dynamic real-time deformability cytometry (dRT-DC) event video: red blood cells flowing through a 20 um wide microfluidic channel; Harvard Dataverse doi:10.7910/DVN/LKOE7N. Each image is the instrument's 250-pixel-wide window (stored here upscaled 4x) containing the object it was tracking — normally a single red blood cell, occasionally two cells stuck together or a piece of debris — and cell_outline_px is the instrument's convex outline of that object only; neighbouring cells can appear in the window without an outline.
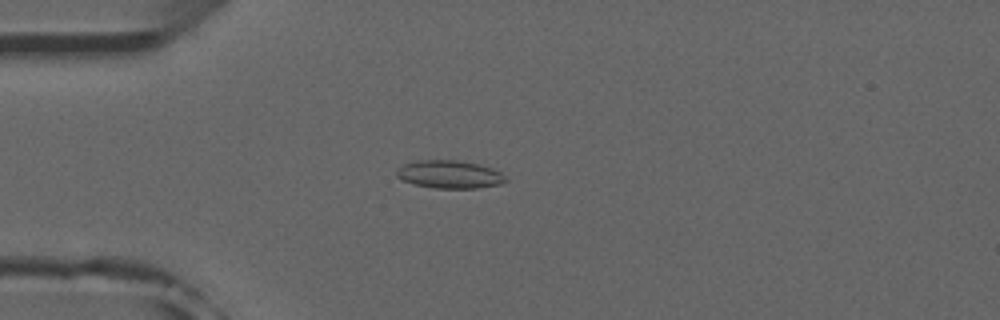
{"species": "common noctule bat (a hibernating species)", "species_latin": "Nyctalus noctula", "temperature_condition": "room temperature", "stored_images_in_passage": 51, "camera_frame_rate_fps": 3000, "um_per_image_px": 0.085, "animal": {"sex": "male", "forearm_length_mm": 52.5}, "frame": {"image": 1, "passage_image": 13, "time_ms": 4.0, "image_size_px": [1000, 320], "cell_outline_px": [[508, 180], [500, 184], [476, 188], [436, 188], [416, 184], [404, 180], [396, 176], [396, 168], [404, 164], [416, 160], [456, 160], [480, 164], [492, 168], [500, 172]], "centroid_in_image_um": [38.21, 14.81], "position_along_channel_um": 46.8, "area_um2": 17.69}}
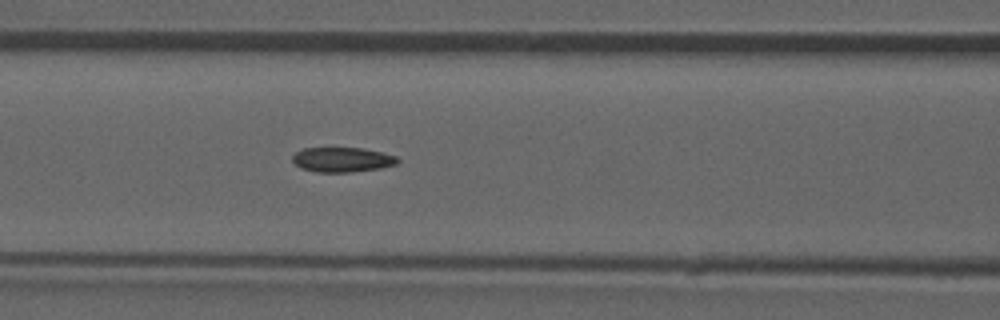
{"frame": {"image": 2, "passage_image": 21, "time_ms": 6.667, "image_size_px": [1000, 320], "cell_outline_px": [[400, 160], [396, 164], [380, 168], [352, 172], [316, 172], [300, 168], [292, 160], [292, 156], [296, 152], [304, 148], [364, 148], [396, 156]], "centroid_in_image_um": [29.08, 13.57], "position_along_channel_um": 137.5, "area_um2": 15.14}}
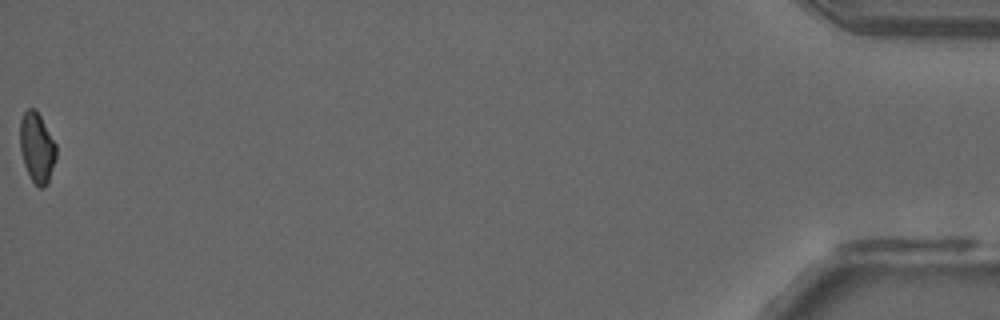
{"frame": {"image": 3, "passage_image": 51, "time_ms": 16.667, "image_size_px": [1000, 320], "cell_outline_px": [[56, 160], [48, 180], [44, 188], [40, 188], [32, 180], [24, 164], [20, 148], [20, 120], [24, 112], [28, 108], [36, 108], [56, 144]], "centroid_in_image_um": [3.14, 12.51], "position_along_channel_um": 432.1, "area_um2": 14.68}, "authors_computed_cell_mechanics": {"area_um2": 15.7794, "velocity_mm_per_s": 3.9813, "shape_relaxation_time_tau1_ms": null, "shape_relaxation_time_tau2_ms": 4.1569, "deformation_change_tau1": null, "deformation_change_tau2": 0.0904}}